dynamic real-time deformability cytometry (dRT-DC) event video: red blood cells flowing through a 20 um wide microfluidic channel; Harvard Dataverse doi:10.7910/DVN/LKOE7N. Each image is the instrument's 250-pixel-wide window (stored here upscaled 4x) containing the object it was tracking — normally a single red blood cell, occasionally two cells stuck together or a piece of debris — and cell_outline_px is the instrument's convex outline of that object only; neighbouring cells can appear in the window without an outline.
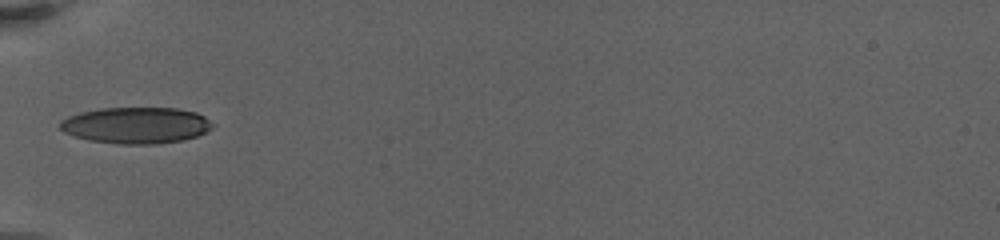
{"species": "human", "species_latin": "Homo sapiens", "temperature_condition": "warm", "stored_images_in_passage": 65, "camera_frame_rate_fps": 3000, "um_per_image_px": 0.085, "donor": {"sex": "female"}, "frame": {"image": 1, "passage_image": 1, "time_ms": 0.0, "image_size_px": [1000, 240], "cell_outline_px": [[216, 124], [212, 128], [196, 136], [180, 140], [156, 144], [116, 144], [88, 140], [64, 132], [60, 128], [60, 120], [68, 116], [80, 112], [100, 108], [176, 108], [196, 112], [204, 116]], "centroid_in_image_um": [11.56, 10.64], "position_along_channel_um": 73.4, "area_um2": 32.37}}
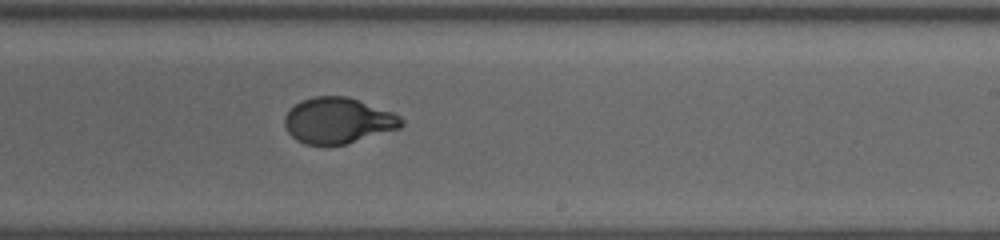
{"frame": {"image": 2, "passage_image": 30, "time_ms": 6.0, "image_size_px": [1000, 240], "cell_outline_px": [[404, 124], [400, 128], [344, 144], [328, 148], [324, 148], [304, 144], [296, 140], [288, 132], [284, 124], [284, 116], [296, 104], [304, 100], [316, 96], [348, 96], [392, 112], [400, 116], [404, 120]], "centroid_in_image_um": [28.72, 10.29], "position_along_channel_um": 260.3, "area_um2": 31.5}}
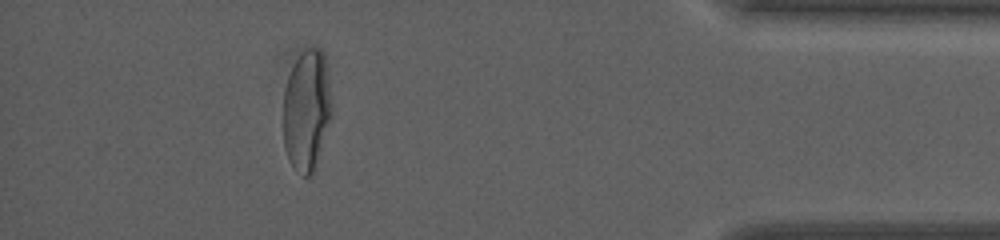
{"frame": {"image": 3, "passage_image": 50, "time_ms": 12.0, "image_size_px": [1000, 240], "cell_outline_px": [[332, 116], [316, 172], [312, 176], [304, 176], [296, 172], [288, 160], [284, 148], [284, 88], [288, 76], [296, 60], [308, 48], [320, 48], [324, 52], [332, 108]], "centroid_in_image_um": [26.09, 9.48], "position_along_channel_um": 409.1, "area_um2": 34.74}, "authors_computed_cell_mechanics": {"area_um2": 31.8478, "velocity_mm_per_s": 3.1419, "shape_relaxation_time_tau1_ms": 5.6422, "shape_relaxation_time_tau2_ms": null, "deformation_change_tau1": 0.2196, "deformation_change_tau2": null}}